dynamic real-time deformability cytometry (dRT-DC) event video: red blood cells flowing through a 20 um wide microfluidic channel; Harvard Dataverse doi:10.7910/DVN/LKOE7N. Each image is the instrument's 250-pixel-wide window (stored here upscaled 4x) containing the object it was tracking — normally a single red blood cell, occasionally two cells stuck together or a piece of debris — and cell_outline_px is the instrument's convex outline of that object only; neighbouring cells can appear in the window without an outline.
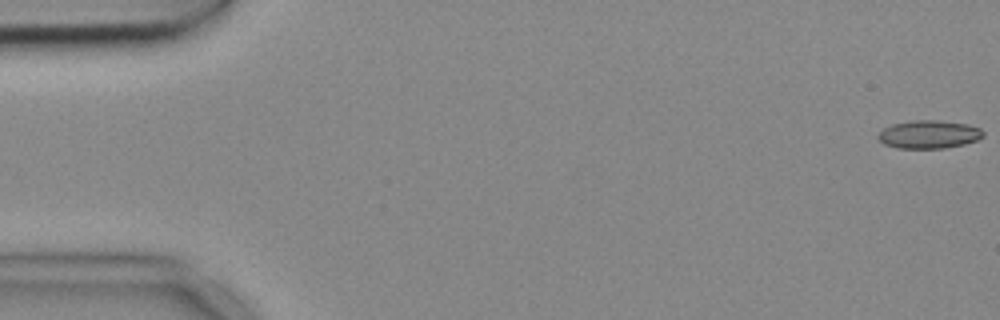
{"species": "common noctule bat (a hibernating species)", "species_latin": "Nyctalus noctula", "temperature_condition": "cold", "stored_images_in_passage": 5, "camera_frame_rate_fps": 3000, "um_per_image_px": 0.085, "animal": {"sex": "female", "body_mass_g": 18.4}, "frame": {"image": 1, "passage_image": 1, "time_ms": 0.0, "image_size_px": [1000, 320], "cell_outline_px": [[984, 136], [976, 140], [964, 144], [944, 148], [896, 148], [884, 144], [876, 136], [884, 128], [892, 124], [912, 120], [936, 120], [968, 124], [980, 128], [984, 132]], "centroid_in_image_um": [78.95, 11.42], "position_along_channel_um": 6.0, "area_um2": 17.22}}
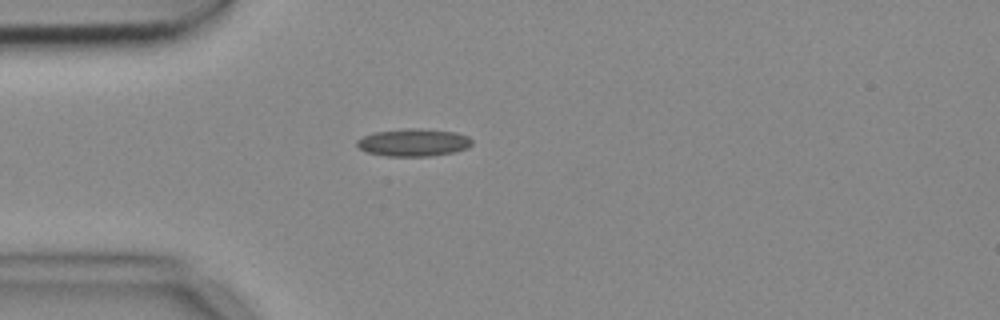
{"frame": {"image": 2, "passage_image": 5, "time_ms": 1.333, "image_size_px": [1000, 320], "cell_outline_px": [[472, 144], [468, 148], [452, 152], [428, 156], [388, 156], [368, 152], [360, 148], [356, 144], [356, 140], [372, 132], [408, 128], [420, 128], [456, 132], [468, 136], [472, 140]], "centroid_in_image_um": [35.15, 12.1], "position_along_channel_um": 49.8, "area_um2": 18.44}}